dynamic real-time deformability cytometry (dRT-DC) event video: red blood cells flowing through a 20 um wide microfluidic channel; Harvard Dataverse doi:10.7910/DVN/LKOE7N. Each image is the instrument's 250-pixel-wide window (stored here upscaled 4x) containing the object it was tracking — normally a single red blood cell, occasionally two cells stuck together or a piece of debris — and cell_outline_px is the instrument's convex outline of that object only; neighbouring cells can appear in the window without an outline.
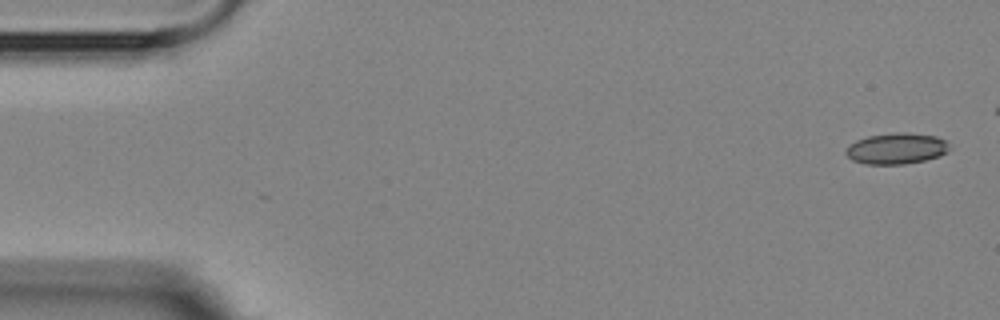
{"species": "Egyptian fruit bat (a non-hibernating species)", "species_latin": "Rousettus aegyptiacus", "temperature_condition": "room temperature", "stored_images_in_passage": 4, "camera_frame_rate_fps": 3000, "um_per_image_px": 0.085, "animal": {"sex": "female"}, "frame": {"image": 1, "passage_image": 1, "time_ms": 0.0, "image_size_px": [1000, 320], "cell_outline_px": [[948, 152], [940, 156], [924, 160], [904, 164], [864, 164], [852, 160], [844, 152], [848, 144], [856, 140], [868, 136], [896, 132], [904, 132], [936, 136], [944, 140], [948, 148]], "centroid_in_image_um": [76.15, 12.62], "position_along_channel_um": 8.9, "area_um2": 18.73}}
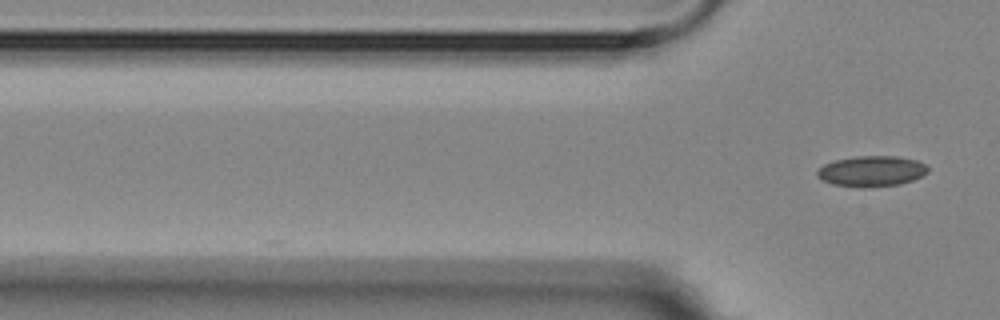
{"frame": {"image": 2, "passage_image": 4, "time_ms": 4.0, "image_size_px": [1000, 320], "cell_outline_px": [[928, 172], [924, 176], [900, 184], [864, 188], [860, 188], [832, 184], [820, 180], [816, 176], [816, 172], [824, 164], [836, 160], [856, 156], [896, 156], [916, 160], [924, 164], [928, 168]], "centroid_in_image_um": [74.07, 14.56], "position_along_channel_um": 51.7, "area_um2": 19.94}}